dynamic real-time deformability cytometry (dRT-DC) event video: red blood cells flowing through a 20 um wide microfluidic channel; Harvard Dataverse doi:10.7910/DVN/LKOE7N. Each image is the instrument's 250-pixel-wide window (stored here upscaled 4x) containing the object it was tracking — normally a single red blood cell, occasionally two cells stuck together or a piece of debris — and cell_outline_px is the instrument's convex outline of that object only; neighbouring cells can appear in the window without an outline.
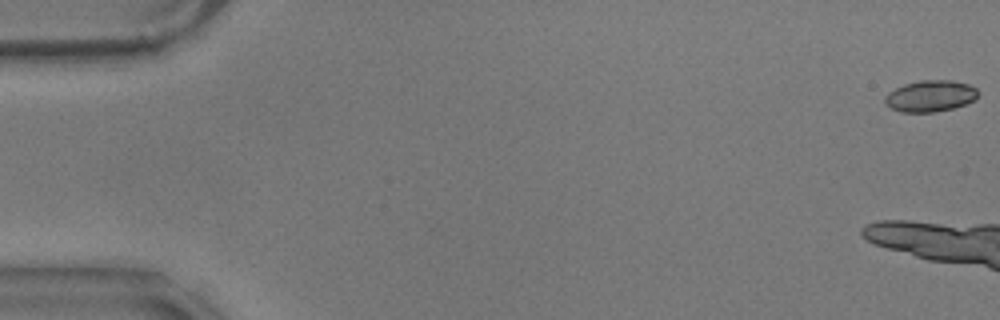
{"species": "common noctule bat (a hibernating species)", "species_latin": "Nyctalus noctula", "temperature_condition": "warm", "stored_images_in_passage": 9, "camera_frame_rate_fps": 3000, "um_per_image_px": 0.085, "animal": {"sex": "male", "body_mass_g": 17.9}, "frame": {"image": 1, "passage_image": 1, "time_ms": 0.0, "image_size_px": [1000, 320], "cell_outline_px": [[980, 92], [976, 100], [952, 108], [936, 112], [900, 112], [884, 104], [884, 96], [888, 92], [904, 84], [920, 80], [952, 80], [968, 84], [976, 88]], "centroid_in_image_um": [79.08, 8.16], "position_along_channel_um": 5.9, "area_um2": 17.22}}